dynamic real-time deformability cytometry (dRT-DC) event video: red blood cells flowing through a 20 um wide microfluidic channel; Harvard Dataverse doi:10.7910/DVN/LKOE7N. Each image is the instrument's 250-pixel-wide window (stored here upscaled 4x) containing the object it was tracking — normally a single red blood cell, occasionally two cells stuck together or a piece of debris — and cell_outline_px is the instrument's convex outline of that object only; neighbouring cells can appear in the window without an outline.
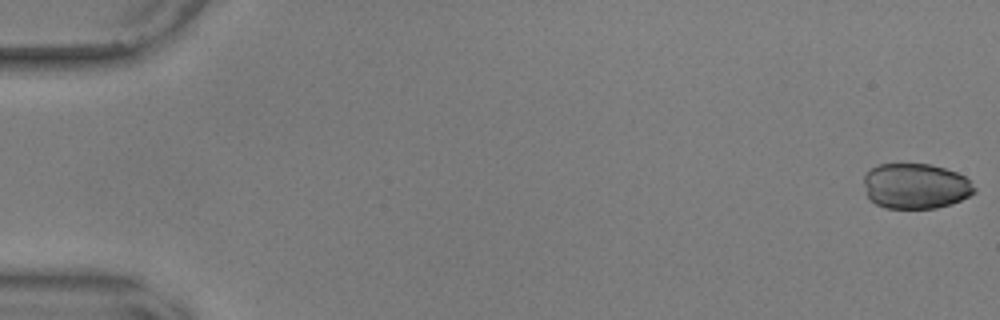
{"species": "common noctule bat (a hibernating species)", "species_latin": "Nyctalus noctula", "temperature_condition": "warm", "stored_images_in_passage": 56, "camera_frame_rate_fps": 3000, "um_per_image_px": 0.085, "animal": {"sex": "male", "body_mass_g": 17.9, "forearm_length_mm": 54.2}, "frame": {"image": 1, "passage_image": 1, "time_ms": 0.0, "image_size_px": [1000, 320], "cell_outline_px": [[976, 192], [952, 204], [936, 208], [884, 208], [876, 204], [868, 196], [864, 184], [864, 176], [872, 168], [880, 164], [928, 164], [944, 168], [956, 172], [964, 176], [976, 188]], "centroid_in_image_um": [77.84, 15.82], "position_along_channel_um": 7.2, "area_um2": 29.07}}
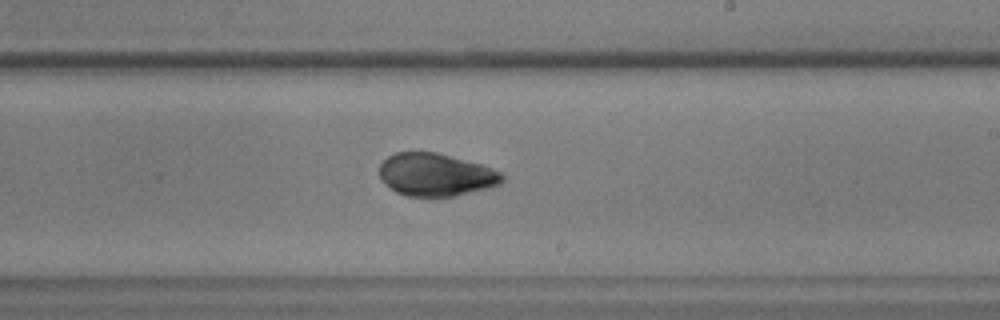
{"frame": {"image": 2, "passage_image": 34, "time_ms": 11.0, "image_size_px": [1000, 320], "cell_outline_px": [[504, 180], [500, 184], [488, 188], [456, 196], [408, 196], [396, 192], [380, 180], [380, 164], [388, 156], [396, 152], [436, 152], [480, 164], [492, 168], [500, 172], [504, 176]], "centroid_in_image_um": [37.04, 14.85], "position_along_channel_um": 252.0, "area_um2": 30.52}}
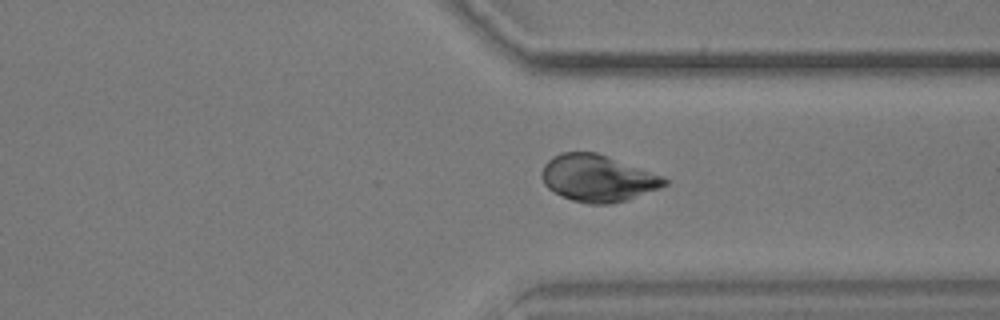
{"frame": {"image": 3, "passage_image": 43, "time_ms": 14.0, "image_size_px": [1000, 320], "cell_outline_px": [[668, 184], [660, 188], [612, 204], [588, 204], [572, 200], [548, 188], [544, 184], [540, 176], [540, 172], [544, 164], [552, 156], [560, 152], [596, 152], [664, 176], [668, 180]], "centroid_in_image_um": [50.78, 15.14], "position_along_channel_um": 360.6, "area_um2": 33.41}}